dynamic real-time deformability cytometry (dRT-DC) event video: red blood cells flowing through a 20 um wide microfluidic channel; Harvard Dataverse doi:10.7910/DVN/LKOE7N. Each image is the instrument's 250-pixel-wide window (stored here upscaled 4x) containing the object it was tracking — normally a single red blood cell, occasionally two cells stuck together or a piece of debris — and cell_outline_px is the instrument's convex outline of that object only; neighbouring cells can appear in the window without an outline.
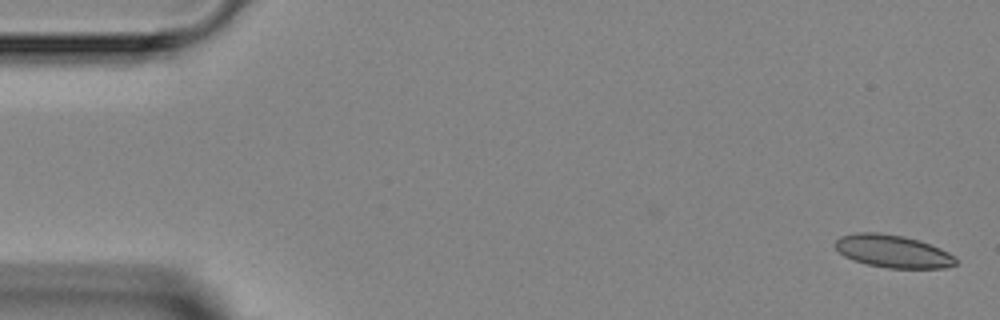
{"species": "Egyptian fruit bat (a non-hibernating species)", "species_latin": "Rousettus aegyptiacus", "temperature_condition": "room temperature", "stored_images_in_passage": 5, "camera_frame_rate_fps": 3000, "um_per_image_px": 0.085, "animal": {"sex": "female"}, "frame": {"image": 1, "passage_image": 1, "time_ms": 0.0, "image_size_px": [1000, 320], "cell_outline_px": [[956, 264], [944, 268], [888, 268], [868, 264], [844, 256], [832, 244], [840, 236], [856, 232], [880, 232], [904, 236], [920, 240], [940, 248], [956, 256]], "centroid_in_image_um": [75.89, 21.34], "position_along_channel_um": 9.1, "area_um2": 23.06}}
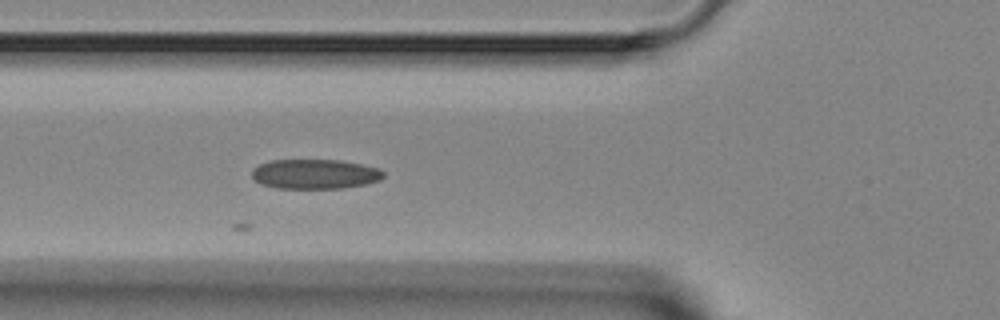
{"frame": {"image": 2, "passage_image": 5, "time_ms": 5.333, "image_size_px": [1000, 320], "cell_outline_px": [[384, 176], [380, 180], [364, 184], [340, 188], [276, 188], [260, 184], [252, 176], [252, 168], [260, 164], [272, 160], [340, 160], [380, 168], [384, 172]], "centroid_in_image_um": [26.76, 14.79], "position_along_channel_um": 99.0, "area_um2": 22.72}}